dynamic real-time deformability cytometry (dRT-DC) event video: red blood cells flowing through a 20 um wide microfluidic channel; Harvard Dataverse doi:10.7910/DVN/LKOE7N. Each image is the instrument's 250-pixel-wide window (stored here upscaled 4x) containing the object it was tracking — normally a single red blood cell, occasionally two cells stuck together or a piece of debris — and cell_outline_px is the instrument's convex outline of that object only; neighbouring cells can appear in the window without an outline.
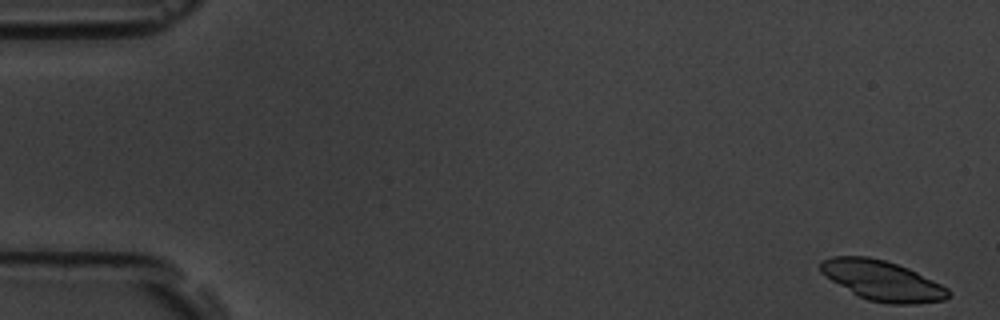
{"species": "common noctule bat (a hibernating species)", "species_latin": "Nyctalus noctula", "temperature_condition": "room temperature", "stored_images_in_passage": 6, "camera_frame_rate_fps": 3000, "um_per_image_px": 0.085, "animal": {"sex": "male", "body_mass_g": 19.5, "forearm_length_mm": 54.6}, "frame": {"image": 1, "passage_image": 1, "time_ms": 0.0, "image_size_px": [1000, 320], "cell_outline_px": [[952, 292], [944, 300], [916, 304], [888, 304], [868, 300], [852, 292], [824, 276], [820, 272], [820, 260], [832, 256], [868, 256], [884, 260], [908, 268], [948, 288]], "centroid_in_image_um": [74.98, 23.85], "position_along_channel_um": 10.0, "area_um2": 29.65}}